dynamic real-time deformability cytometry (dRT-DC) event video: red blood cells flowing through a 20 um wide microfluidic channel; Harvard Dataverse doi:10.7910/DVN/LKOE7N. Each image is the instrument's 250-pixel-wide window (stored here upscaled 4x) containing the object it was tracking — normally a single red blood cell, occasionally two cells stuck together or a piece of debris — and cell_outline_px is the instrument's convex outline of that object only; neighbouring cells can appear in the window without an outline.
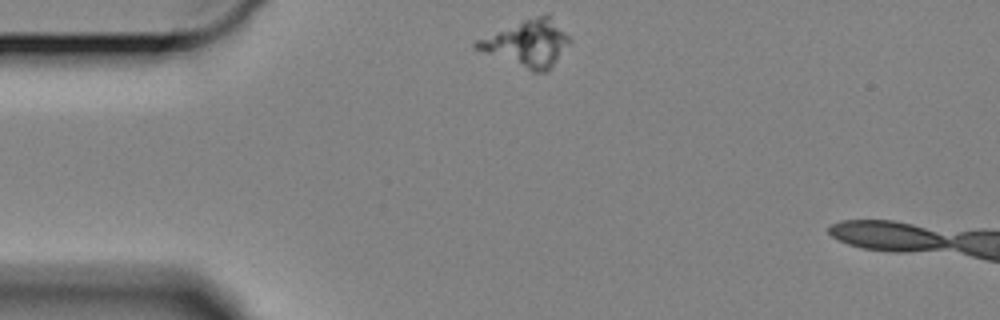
{"species": "Egyptian fruit bat (a non-hibernating species)", "species_latin": "Rousettus aegyptiacus", "temperature_condition": "cold", "stored_images_in_passage": 6, "camera_frame_rate_fps": 3000, "um_per_image_px": 0.085, "animal": {"sex": "female"}, "frame": {"image": 1, "passage_image": 1, "time_ms": 0.0, "image_size_px": [1000, 320], "cell_outline_px": [[572, 40], [552, 68], [548, 72], [532, 72], [472, 48], [472, 44], [476, 40], [524, 20], [544, 12], [548, 12]], "centroid_in_image_um": [44.85, 3.7], "position_along_channel_um": 40.1, "area_um2": 25.37}}